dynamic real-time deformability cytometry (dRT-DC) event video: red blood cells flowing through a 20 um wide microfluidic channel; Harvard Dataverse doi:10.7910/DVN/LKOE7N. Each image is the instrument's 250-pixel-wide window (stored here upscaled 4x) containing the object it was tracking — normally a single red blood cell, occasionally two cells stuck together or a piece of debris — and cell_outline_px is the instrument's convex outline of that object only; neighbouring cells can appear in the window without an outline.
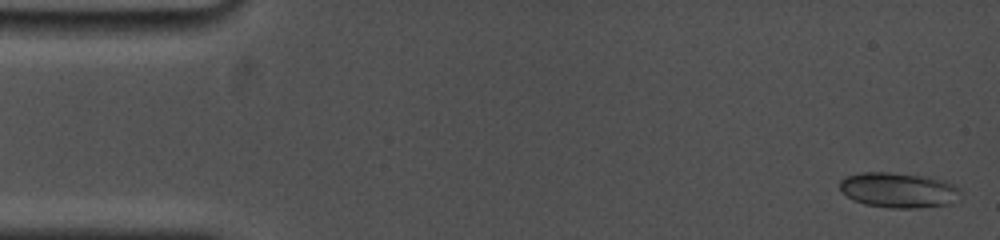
{"species": "common noctule bat (a hibernating species)", "species_latin": "Nyctalus noctula", "temperature_condition": "cold", "stored_images_in_passage": 15, "camera_frame_rate_fps": 5000, "um_per_image_px": 0.085, "animal": {"sex": "female", "body_mass_g": 19.0, "forearm_length_mm": 53.3}, "frame": {"image": 1, "passage_image": 1, "time_ms": 0.0, "image_size_px": [1000, 240], "cell_outline_px": [[960, 200], [952, 204], [920, 208], [888, 208], [864, 204], [852, 200], [840, 192], [840, 180], [844, 176], [860, 172], [888, 172], [920, 176], [944, 180], [960, 188]], "centroid_in_image_um": [76.36, 16.17], "position_along_channel_um": 8.6, "area_um2": 25.2}}